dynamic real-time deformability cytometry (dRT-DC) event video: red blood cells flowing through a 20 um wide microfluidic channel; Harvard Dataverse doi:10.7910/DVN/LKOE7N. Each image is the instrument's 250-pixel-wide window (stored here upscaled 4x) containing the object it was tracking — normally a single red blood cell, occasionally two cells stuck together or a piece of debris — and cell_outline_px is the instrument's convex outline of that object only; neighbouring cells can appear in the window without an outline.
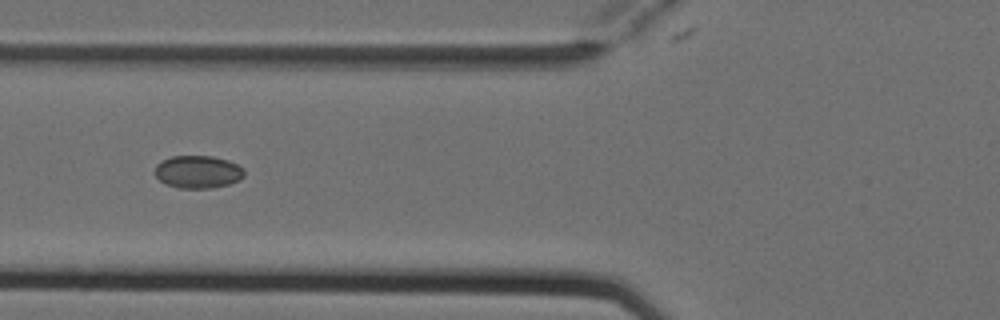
{"species": "Egyptian fruit bat (a non-hibernating species)", "species_latin": "Rousettus aegyptiacus", "temperature_condition": "cold", "stored_images_in_passage": 5, "camera_frame_rate_fps": 3000, "um_per_image_px": 0.085, "animal": {"sex": "female"}, "frame": {"image": 1, "passage_image": 4, "time_ms": 1.0, "image_size_px": [1000, 320], "cell_outline_px": [[244, 176], [240, 180], [228, 184], [212, 188], [180, 188], [164, 184], [152, 172], [156, 164], [160, 160], [172, 156], [212, 156], [228, 160], [244, 168]], "centroid_in_image_um": [16.79, 14.6], "position_along_channel_um": 109.0, "area_um2": 17.28}}
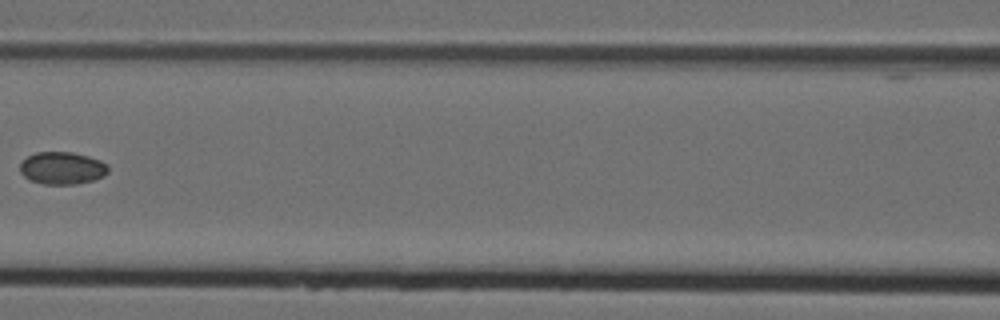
{"frame": {"image": 2, "passage_image": 5, "time_ms": 1.333, "image_size_px": [1000, 320], "cell_outline_px": [[108, 172], [104, 176], [92, 180], [76, 184], [44, 184], [28, 180], [20, 172], [20, 164], [28, 156], [36, 152], [72, 152], [88, 156], [100, 160], [108, 164]], "centroid_in_image_um": [5.29, 14.29], "position_along_channel_um": 161.3, "area_um2": 16.7}}